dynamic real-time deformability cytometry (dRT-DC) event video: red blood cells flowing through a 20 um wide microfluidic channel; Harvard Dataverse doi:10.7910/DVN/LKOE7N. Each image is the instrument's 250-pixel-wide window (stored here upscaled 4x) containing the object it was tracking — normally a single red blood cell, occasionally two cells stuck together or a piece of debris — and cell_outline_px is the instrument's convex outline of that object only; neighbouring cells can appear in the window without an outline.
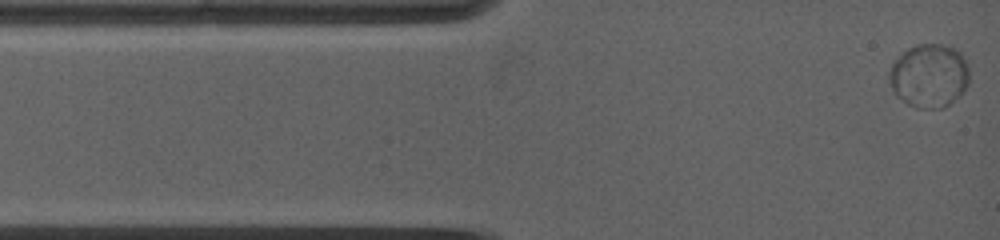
{"species": "common noctule bat (a hibernating species)", "species_latin": "Nyctalus noctula", "temperature_condition": "warm", "stored_images_in_passage": 29, "camera_frame_rate_fps": 5000, "um_per_image_px": 0.085, "animal": {"sex": "female", "body_mass_g": 19.0, "forearm_length_mm": 53.3}, "frame": {"image": 1, "passage_image": 1, "time_ms": 0.0, "image_size_px": [1000, 240], "cell_outline_px": [[968, 84], [964, 92], [960, 96], [944, 108], [916, 108], [908, 104], [896, 96], [892, 92], [888, 80], [888, 72], [892, 64], [908, 48], [916, 44], [944, 44], [960, 52], [968, 68]], "centroid_in_image_um": [78.96, 6.46], "position_along_channel_um": 6.0, "area_um2": 29.88}}
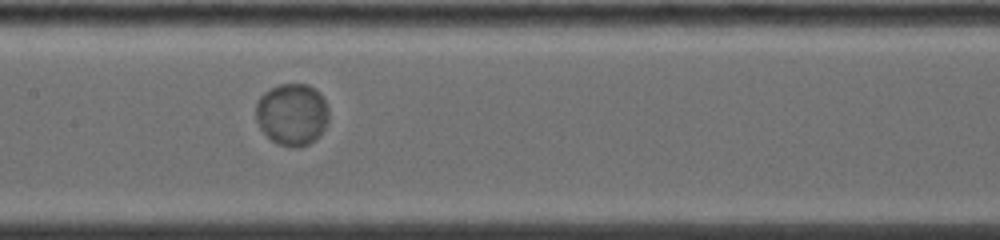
{"frame": {"image": 2, "passage_image": 9, "time_ms": 6.2, "image_size_px": [1000, 240], "cell_outline_px": [[328, 120], [324, 128], [308, 144], [300, 148], [292, 148], [276, 144], [260, 128], [256, 120], [256, 100], [264, 92], [280, 84], [308, 84], [324, 100], [328, 108]], "centroid_in_image_um": [24.79, 9.73], "position_along_channel_um": 182.6, "area_um2": 26.13}}
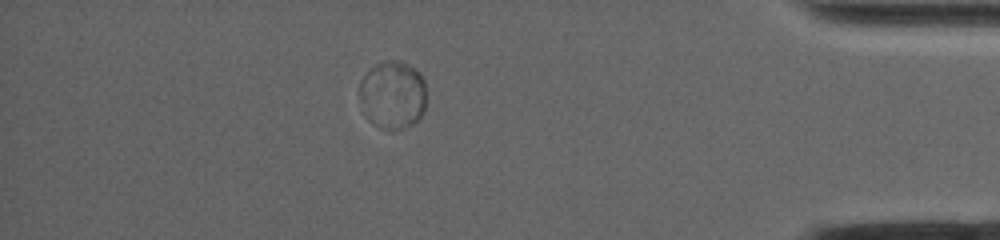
{"frame": {"image": 3, "passage_image": 21, "time_ms": 13.2, "image_size_px": [1000, 240], "cell_outline_px": [[424, 112], [412, 124], [392, 132], [380, 128], [372, 124], [368, 120], [360, 92], [360, 80], [376, 64], [384, 60], [400, 60], [408, 64], [420, 72], [424, 80]], "centroid_in_image_um": [33.39, 8.06], "position_along_channel_um": 401.8, "area_um2": 26.41}}